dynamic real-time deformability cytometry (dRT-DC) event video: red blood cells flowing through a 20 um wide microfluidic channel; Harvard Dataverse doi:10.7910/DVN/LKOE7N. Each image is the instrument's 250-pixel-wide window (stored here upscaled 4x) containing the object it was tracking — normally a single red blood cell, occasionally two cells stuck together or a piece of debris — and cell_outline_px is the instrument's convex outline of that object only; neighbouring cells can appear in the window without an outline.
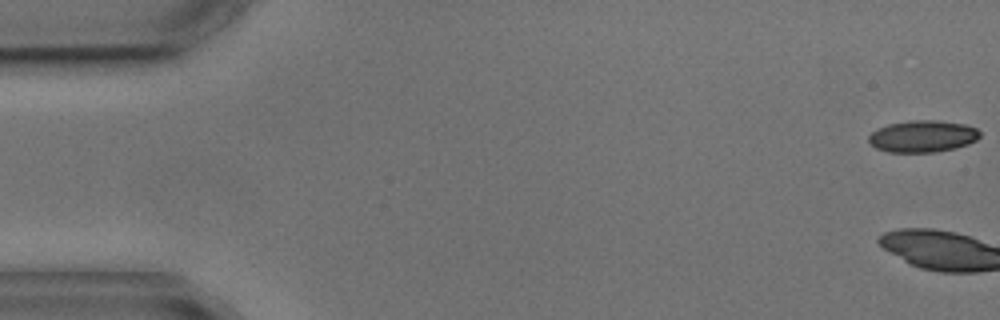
{"species": "common noctule bat (a hibernating species)", "species_latin": "Nyctalus noctula", "temperature_condition": "cold", "stored_images_in_passage": 5, "camera_frame_rate_fps": 3000, "um_per_image_px": 0.085, "animal": {"sex": "male", "body_mass_g": 17.9, "forearm_length_mm": 54.2}, "frame": {"image": 1, "passage_image": 1, "time_ms": 0.0, "image_size_px": [1000, 320], "cell_outline_px": [[980, 136], [976, 140], [968, 144], [956, 148], [936, 152], [888, 152], [876, 148], [868, 140], [868, 136], [872, 132], [888, 124], [912, 120], [936, 120], [964, 124], [976, 128], [980, 132]], "centroid_in_image_um": [78.44, 11.59], "position_along_channel_um": 6.6, "area_um2": 20.58}}